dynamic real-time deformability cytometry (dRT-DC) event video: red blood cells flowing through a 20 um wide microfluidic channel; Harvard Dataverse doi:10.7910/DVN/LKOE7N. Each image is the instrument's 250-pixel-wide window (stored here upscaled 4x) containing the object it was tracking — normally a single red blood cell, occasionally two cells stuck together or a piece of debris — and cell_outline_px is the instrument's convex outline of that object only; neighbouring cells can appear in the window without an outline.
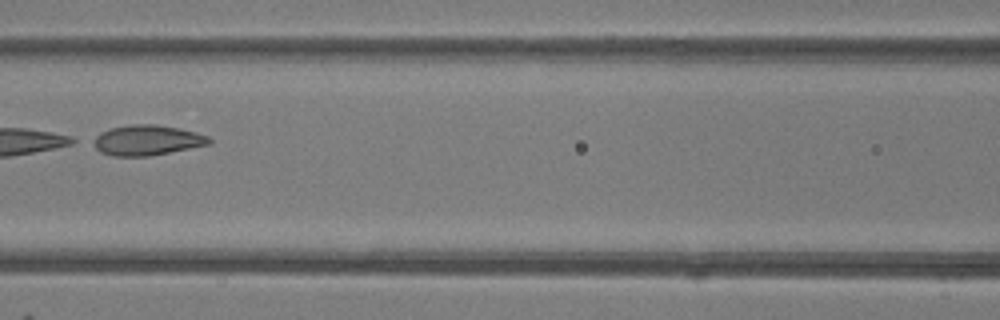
{"species": "common noctule bat (a hibernating species)", "species_latin": "Nyctalus noctula", "temperature_condition": "room temperature", "stored_images_in_passage": 5, "camera_frame_rate_fps": 3000, "um_per_image_px": 0.085, "animal": {"sex": "female"}, "frame": {"image": 1, "passage_image": 4, "time_ms": 4.333, "image_size_px": [1000, 320], "cell_outline_px": [[212, 144], [148, 156], [112, 156], [100, 152], [88, 140], [100, 132], [112, 128], [132, 124], [156, 124], [180, 128], [196, 132], [208, 136], [212, 140]], "centroid_in_image_um": [12.47, 11.91], "position_along_channel_um": 154.1, "area_um2": 20.69}}
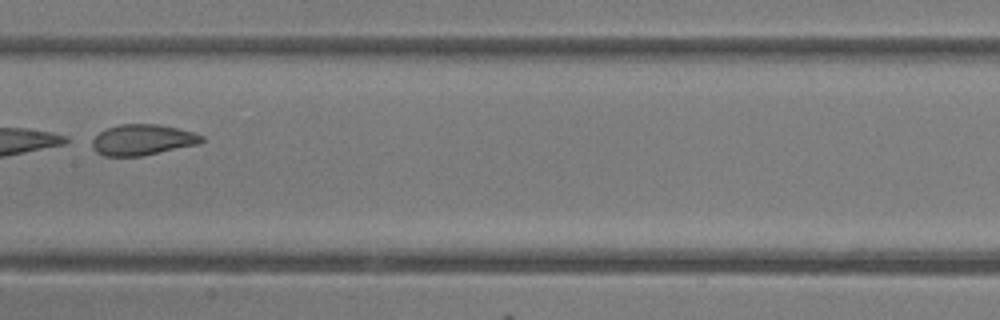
{"frame": {"image": 2, "passage_image": 5, "time_ms": 5.333, "image_size_px": [1000, 320], "cell_outline_px": [[204, 140], [200, 144], [140, 156], [104, 156], [96, 152], [92, 148], [92, 140], [100, 132], [108, 128], [120, 124], [160, 124], [192, 132], [204, 136]], "centroid_in_image_um": [12.12, 11.89], "position_along_channel_um": 195.3, "area_um2": 19.59}}